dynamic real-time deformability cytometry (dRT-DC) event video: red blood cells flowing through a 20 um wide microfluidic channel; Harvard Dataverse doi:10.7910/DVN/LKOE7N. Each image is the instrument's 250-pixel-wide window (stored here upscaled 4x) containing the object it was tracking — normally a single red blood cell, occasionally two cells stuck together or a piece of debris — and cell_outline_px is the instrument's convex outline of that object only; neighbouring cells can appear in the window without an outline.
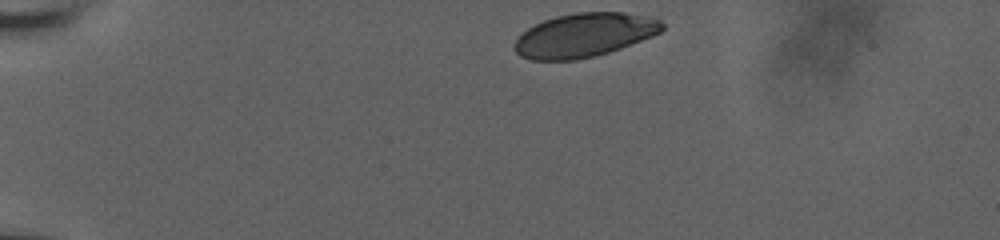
{"species": "human", "species_latin": "Homo sapiens", "temperature_condition": "room temperature", "stored_images_in_passage": 37, "camera_frame_rate_fps": 3000, "um_per_image_px": 0.085, "donor": {"sex": "male"}, "frame": {"image": 1, "passage_image": 1, "time_ms": 0.0, "image_size_px": [1000, 240], "cell_outline_px": [[664, 28], [660, 32], [652, 36], [620, 48], [596, 56], [576, 60], [532, 60], [520, 56], [512, 48], [516, 40], [528, 28], [544, 20], [556, 16], [576, 12], [624, 12], [660, 16], [664, 24]], "centroid_in_image_um": [49.73, 2.97], "position_along_channel_um": 35.3, "area_um2": 38.09}}
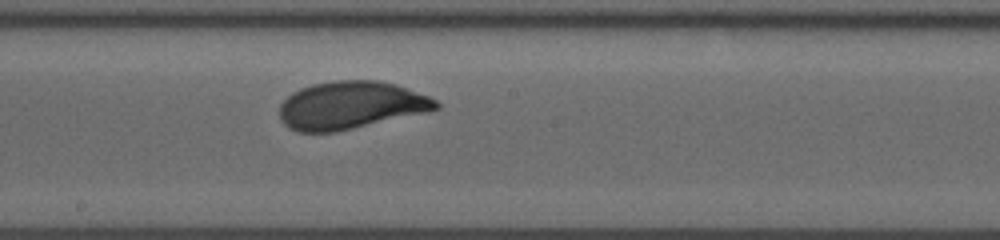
{"frame": {"image": 2, "passage_image": 22, "time_ms": 7.0, "image_size_px": [1000, 240], "cell_outline_px": [[440, 108], [428, 112], [336, 132], [296, 132], [288, 128], [280, 120], [280, 104], [292, 92], [300, 88], [312, 84], [336, 80], [376, 80], [396, 84], [428, 96], [436, 100], [440, 104]], "centroid_in_image_um": [29.8, 8.95], "position_along_channel_um": 218.4, "area_um2": 43.7}}
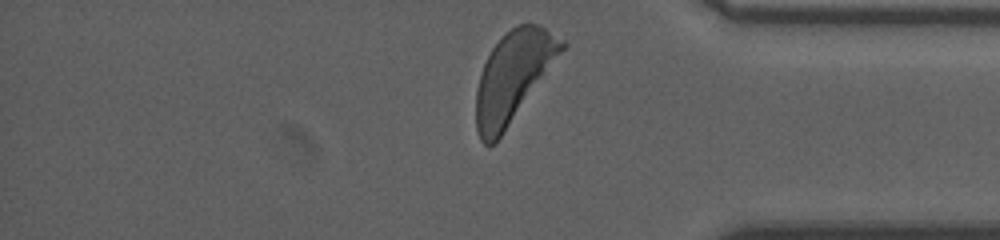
{"frame": {"image": 3, "passage_image": 37, "time_ms": 12.0, "image_size_px": [1000, 240], "cell_outline_px": [[568, 44], [496, 144], [488, 148], [480, 140], [476, 132], [476, 92], [480, 76], [484, 64], [492, 48], [516, 24], [540, 24], [564, 40]], "centroid_in_image_um": [43.62, 6.56], "position_along_channel_um": 391.6, "area_um2": 44.74}, "authors_computed_cell_mechanics": {"area_um2": 43.2344, "velocity_mm_per_s": 3.6942, "shape_relaxation_time_tau1_ms": 2.5779, "shape_relaxation_time_tau2_ms": null, "deformation_change_tau1": 0.1468, "deformation_change_tau2": null}}